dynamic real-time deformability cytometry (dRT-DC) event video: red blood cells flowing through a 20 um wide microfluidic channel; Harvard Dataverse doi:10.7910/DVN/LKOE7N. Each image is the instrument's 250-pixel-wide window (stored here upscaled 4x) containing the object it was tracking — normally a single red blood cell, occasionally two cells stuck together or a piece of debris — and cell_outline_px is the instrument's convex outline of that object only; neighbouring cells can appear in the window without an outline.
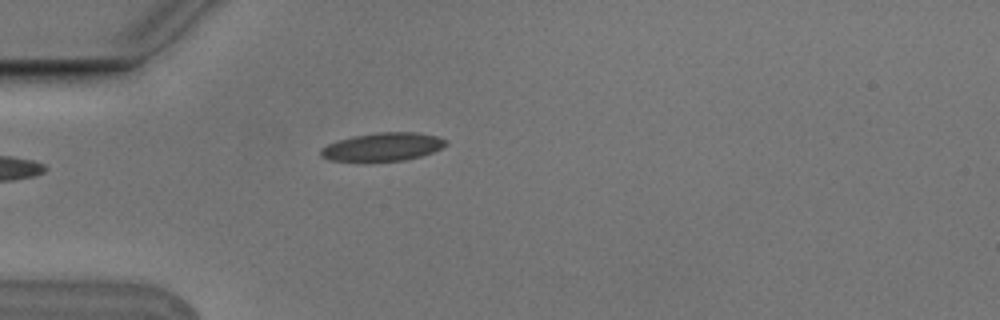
{"species": "Egyptian fruit bat (a non-hibernating species)", "species_latin": "Rousettus aegyptiacus", "temperature_condition": "cold", "stored_images_in_passage": 3, "camera_frame_rate_fps": 3000, "um_per_image_px": 0.085, "animal": {"sex": "male"}, "frame": {"image": 1, "passage_image": 2, "time_ms": 0.333, "image_size_px": [1000, 320], "cell_outline_px": [[448, 144], [432, 152], [420, 156], [404, 160], [328, 160], [320, 156], [320, 148], [336, 140], [376, 132], [416, 132], [436, 136], [448, 140]], "centroid_in_image_um": [32.53, 12.46], "position_along_channel_um": 52.5, "area_um2": 20.29}}